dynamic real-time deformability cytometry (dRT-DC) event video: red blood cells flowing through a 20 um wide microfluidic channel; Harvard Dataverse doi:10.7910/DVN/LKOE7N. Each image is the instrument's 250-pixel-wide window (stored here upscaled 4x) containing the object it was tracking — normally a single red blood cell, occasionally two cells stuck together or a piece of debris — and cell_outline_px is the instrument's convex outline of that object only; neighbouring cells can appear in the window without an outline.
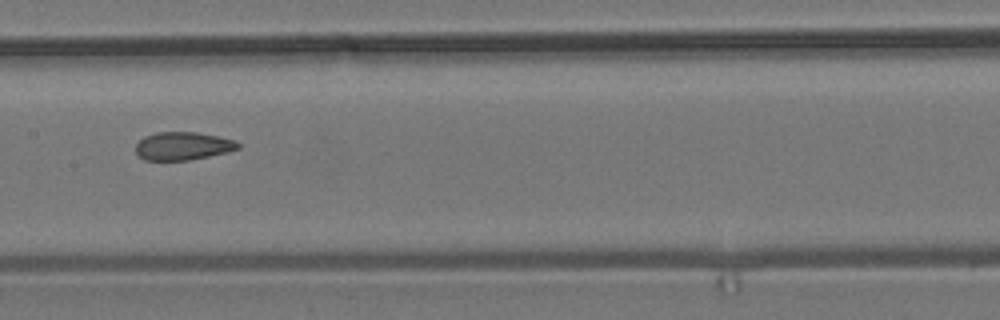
{"species": "common noctule bat (a hibernating species)", "species_latin": "Nyctalus noctula", "temperature_condition": "room temperature", "stored_images_in_passage": 13, "camera_frame_rate_fps": 3000, "um_per_image_px": 0.085, "animal": {"sex": "male", "body_mass_g": 19.2, "forearm_length_mm": 51.8}, "frame": {"image": 1, "passage_image": 6, "time_ms": 6.667, "image_size_px": [1000, 320], "cell_outline_px": [[240, 148], [228, 152], [188, 160], [144, 160], [136, 152], [136, 144], [144, 136], [156, 132], [196, 132], [236, 140], [240, 144]], "centroid_in_image_um": [15.55, 12.4], "position_along_channel_um": 191.9, "area_um2": 16.7}}
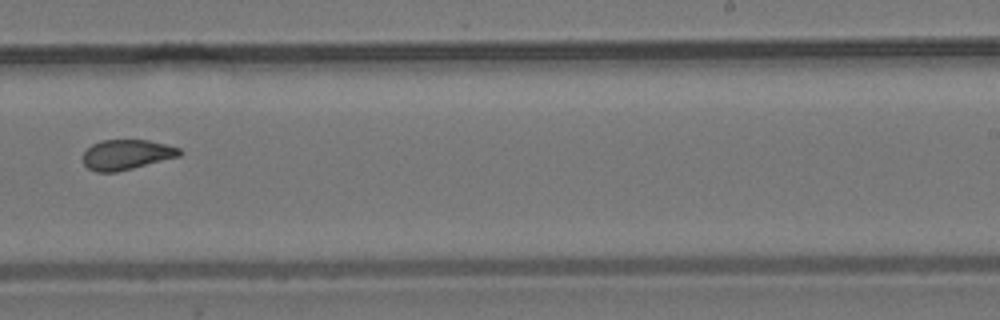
{"frame": {"image": 2, "passage_image": 8, "time_ms": 9.0, "image_size_px": [1000, 320], "cell_outline_px": [[184, 152], [180, 156], [116, 172], [96, 172], [88, 168], [84, 164], [84, 152], [92, 144], [100, 140], [148, 140], [180, 148]], "centroid_in_image_um": [10.77, 13.14], "position_along_channel_um": 278.2, "area_um2": 16.82}}
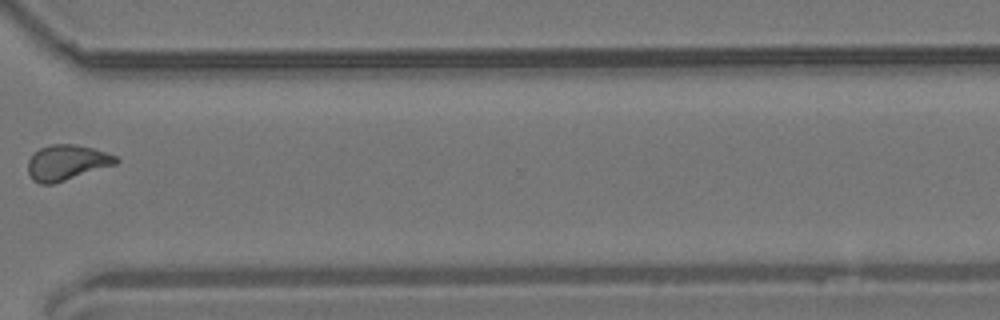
{"frame": {"image": 3, "passage_image": 10, "time_ms": 11.333, "image_size_px": [1000, 320], "cell_outline_px": [[120, 160], [116, 164], [52, 184], [40, 184], [32, 180], [28, 172], [28, 160], [32, 152], [40, 148], [52, 144], [76, 144], [92, 148], [116, 156]], "centroid_in_image_um": [5.63, 13.81], "position_along_channel_um": 365.0, "area_um2": 18.09}, "authors_computed_cell_mechanics": {"area_um2": 17.5712, "velocity_mm_per_s": 3.6996, "shape_relaxation_time_tau1_ms": null, "shape_relaxation_time_tau2_ms": 2.6891, "deformation_change_tau1": null, "deformation_change_tau2": 0.0885}}